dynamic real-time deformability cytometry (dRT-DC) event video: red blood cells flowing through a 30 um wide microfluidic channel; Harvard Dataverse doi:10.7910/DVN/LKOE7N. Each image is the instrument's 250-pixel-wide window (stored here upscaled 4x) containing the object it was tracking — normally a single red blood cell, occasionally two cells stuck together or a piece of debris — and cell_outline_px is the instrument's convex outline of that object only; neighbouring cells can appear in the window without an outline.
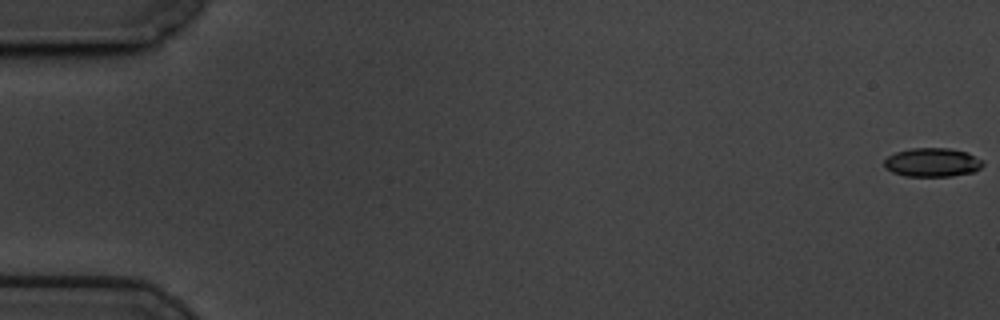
{"species": "common noctule bat (a hibernating species)", "species_latin": "Nyctalus noctula", "temperature_condition": "cold", "stored_images_in_passage": 60, "camera_frame_rate_fps": 3000, "um_per_image_px": 0.085, "animal": {"sex": "male", "body_mass_g": 19.5, "forearm_length_mm": 54.6}, "frame": {"image": 1, "passage_image": 1, "time_ms": 0.0, "image_size_px": [1000, 320], "cell_outline_px": [[984, 164], [980, 168], [972, 172], [952, 176], [904, 176], [892, 172], [884, 168], [884, 160], [888, 156], [896, 152], [912, 148], [948, 148], [968, 152], [984, 160]], "centroid_in_image_um": [79.25, 13.8], "position_along_channel_um": 5.7, "area_um2": 16.7}}
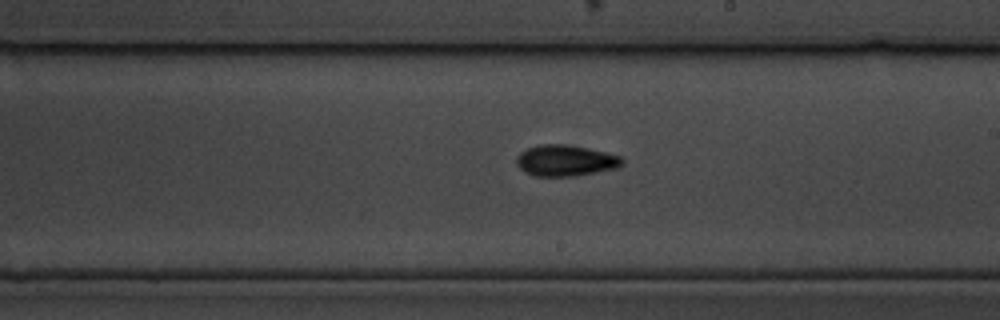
{"frame": {"image": 2, "passage_image": 35, "time_ms": 11.333, "image_size_px": [1000, 320], "cell_outline_px": [[624, 164], [620, 168], [576, 176], [536, 176], [524, 172], [516, 164], [516, 156], [520, 152], [528, 148], [540, 144], [564, 144], [588, 148], [620, 156], [624, 160]], "centroid_in_image_um": [48.08, 13.65], "position_along_channel_um": 240.9, "area_um2": 19.36}}
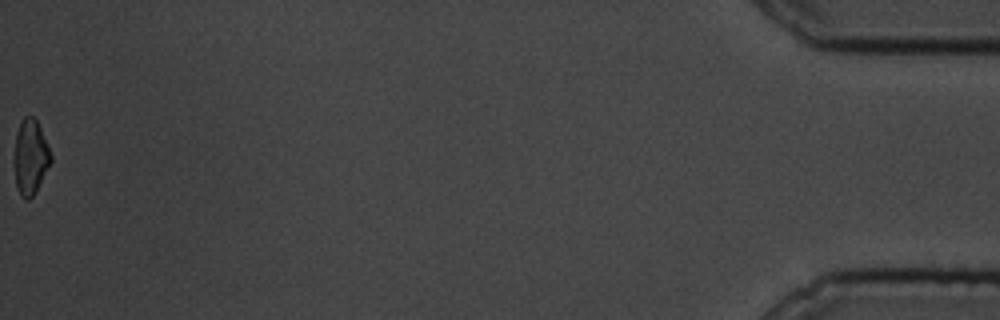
{"frame": {"image": 3, "passage_image": 60, "time_ms": 19.667, "image_size_px": [1000, 320], "cell_outline_px": [[52, 160], [36, 192], [28, 200], [24, 200], [20, 196], [16, 184], [16, 136], [20, 120], [24, 116], [32, 116], [36, 120], [48, 144], [52, 156]], "centroid_in_image_um": [2.62, 13.35], "position_along_channel_um": 432.6, "area_um2": 15.66}, "authors_computed_cell_mechanics": {"area_um2": 17.4556, "velocity_mm_per_s": 3.453, "shape_relaxation_time_tau1_ms": 3.3447, "shape_relaxation_time_tau2_ms": 4.9569, "deformation_change_tau1": 0.1238, "deformation_change_tau2": 0.1064}}